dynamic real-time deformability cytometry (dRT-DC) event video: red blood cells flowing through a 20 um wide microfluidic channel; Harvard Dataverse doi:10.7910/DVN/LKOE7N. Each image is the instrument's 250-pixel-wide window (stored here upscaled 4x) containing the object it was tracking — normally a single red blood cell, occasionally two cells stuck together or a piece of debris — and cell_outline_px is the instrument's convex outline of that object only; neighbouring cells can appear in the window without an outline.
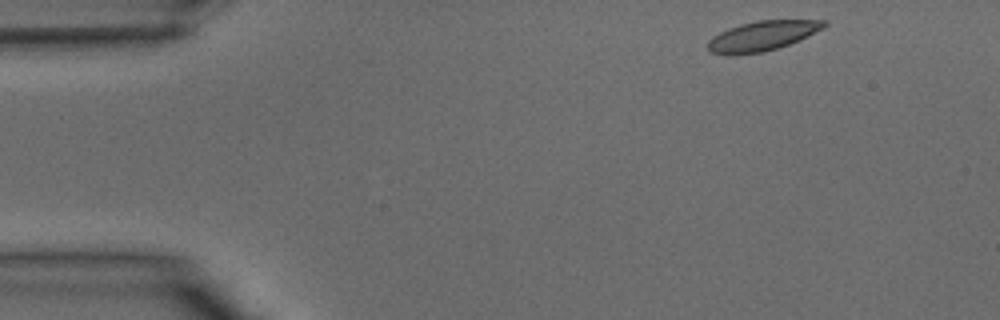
{"species": "common noctule bat (a hibernating species)", "species_latin": "Nyctalus noctula", "temperature_condition": "warm", "stored_images_in_passage": 36, "camera_frame_rate_fps": 3000, "um_per_image_px": 0.085, "animal": {"sex": "male", "body_mass_g": 15.6}, "frame": {"image": 1, "passage_image": 1, "time_ms": 0.0, "image_size_px": [1000, 320], "cell_outline_px": [[828, 24], [824, 28], [800, 40], [764, 52], [708, 52], [708, 40], [712, 36], [728, 28], [740, 24], [756, 20], [828, 20]], "centroid_in_image_um": [64.87, 3.0], "position_along_channel_um": 20.1, "area_um2": 19.65}}
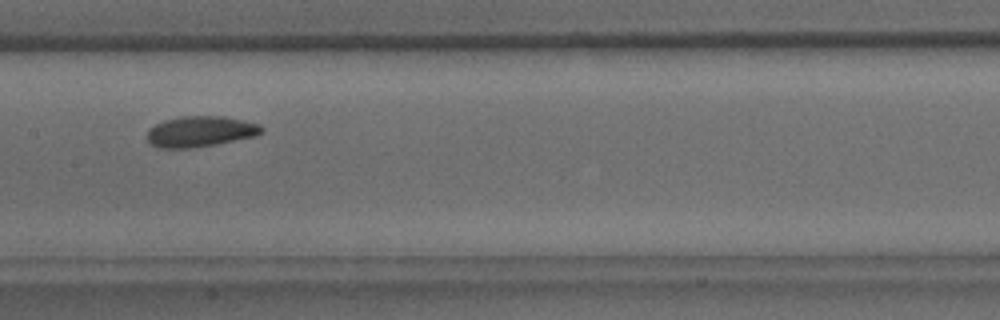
{"frame": {"image": 2, "passage_image": 16, "time_ms": 5.0, "image_size_px": [1000, 320], "cell_outline_px": [[264, 132], [256, 136], [216, 144], [188, 148], [160, 148], [152, 144], [148, 140], [148, 128], [164, 120], [180, 116], [224, 116], [256, 124], [264, 128]], "centroid_in_image_um": [17.02, 11.17], "position_along_channel_um": 190.4, "area_um2": 20.35}}
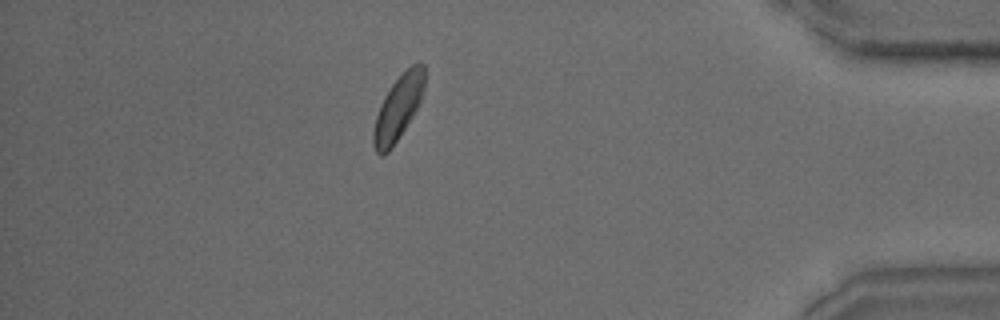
{"frame": {"image": 3, "passage_image": 31, "time_ms": 10.0, "image_size_px": [1000, 320], "cell_outline_px": [[424, 88], [420, 100], [412, 116], [388, 152], [384, 156], [380, 156], [376, 152], [372, 144], [372, 132], [376, 116], [380, 104], [384, 96], [392, 84], [412, 64], [424, 64]], "centroid_in_image_um": [33.8, 9.2], "position_along_channel_um": 401.4, "area_um2": 18.79}}